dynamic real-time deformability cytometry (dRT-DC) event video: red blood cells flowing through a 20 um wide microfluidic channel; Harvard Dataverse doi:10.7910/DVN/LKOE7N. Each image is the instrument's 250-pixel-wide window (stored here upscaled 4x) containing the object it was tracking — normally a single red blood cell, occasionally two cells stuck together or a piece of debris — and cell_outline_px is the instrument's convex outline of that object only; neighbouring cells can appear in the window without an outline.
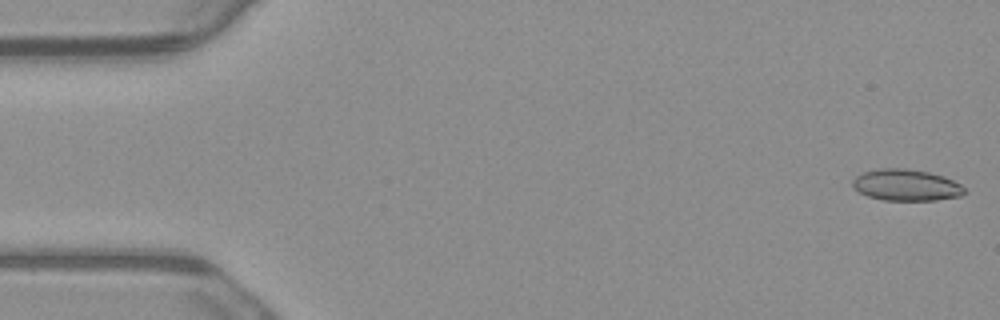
{"species": "common noctule bat (a hibernating species)", "species_latin": "Nyctalus noctula", "temperature_condition": "warm", "stored_images_in_passage": 5, "camera_frame_rate_fps": 3000, "um_per_image_px": 0.085, "animal": {"sex": "male", "body_mass_g": 23.1, "forearm_length_mm": 52.7}, "frame": {"image": 1, "passage_image": 1, "time_ms": 0.0, "image_size_px": [1000, 320], "cell_outline_px": [[968, 192], [960, 196], [936, 200], [884, 200], [868, 196], [860, 192], [852, 184], [852, 180], [856, 176], [864, 172], [880, 168], [904, 168], [928, 172], [944, 176], [960, 184]], "centroid_in_image_um": [77.05, 15.73], "position_along_channel_um": 8.0, "area_um2": 20.4}}
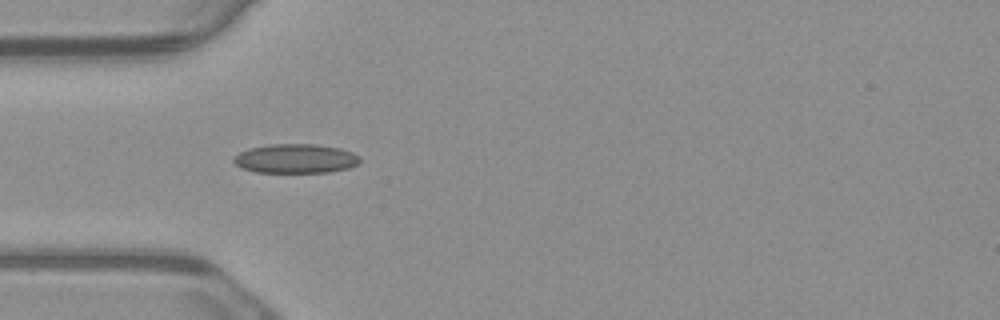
{"frame": {"image": 2, "passage_image": 4, "time_ms": 1.0, "image_size_px": [1000, 320], "cell_outline_px": [[360, 160], [356, 164], [348, 168], [328, 172], [256, 172], [240, 168], [232, 160], [232, 156], [248, 148], [268, 144], [316, 144], [340, 148], [352, 152], [360, 156]], "centroid_in_image_um": [25.08, 13.47], "position_along_channel_um": 59.9, "area_um2": 21.62}}
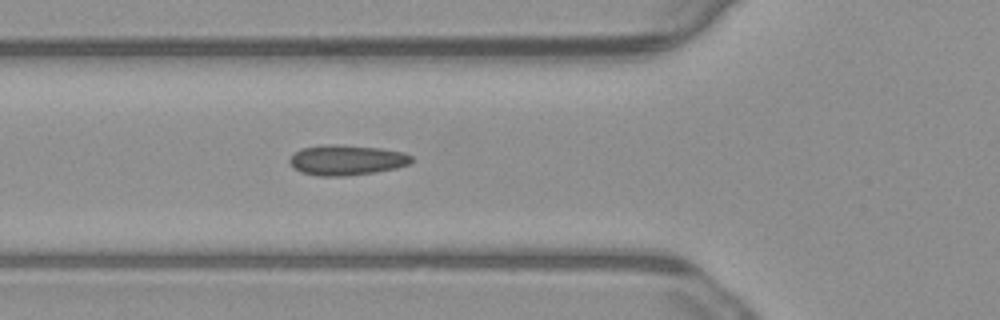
{"frame": {"image": 3, "passage_image": 5, "time_ms": 1.333, "image_size_px": [1000, 320], "cell_outline_px": [[412, 160], [408, 164], [396, 168], [372, 172], [344, 176], [316, 176], [300, 172], [292, 168], [288, 160], [300, 148], [324, 144], [340, 144], [380, 148], [404, 152], [412, 156]], "centroid_in_image_um": [29.41, 13.59], "position_along_channel_um": 96.4, "area_um2": 21.62}}